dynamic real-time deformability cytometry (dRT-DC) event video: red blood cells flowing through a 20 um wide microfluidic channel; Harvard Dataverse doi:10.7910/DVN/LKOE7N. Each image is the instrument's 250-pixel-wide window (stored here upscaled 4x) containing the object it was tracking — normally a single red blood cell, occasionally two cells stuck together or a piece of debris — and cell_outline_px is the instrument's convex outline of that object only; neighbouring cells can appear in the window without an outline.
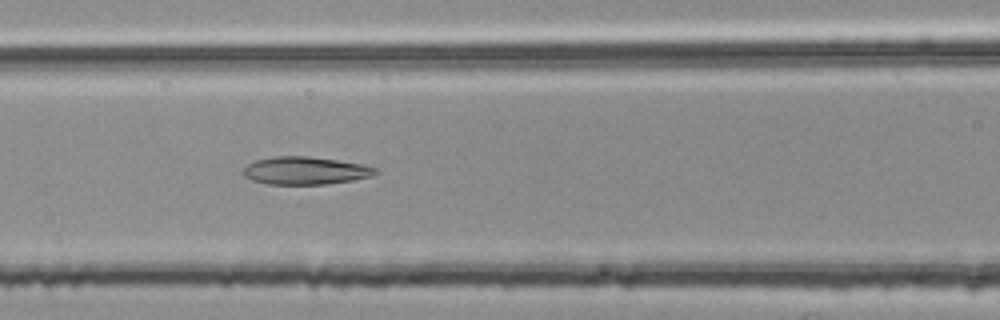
{"species": "common noctule bat (a hibernating species)", "species_latin": "Nyctalus noctula", "temperature_condition": "room temperature", "stored_images_in_passage": 54, "camera_frame_rate_fps": 3000, "um_per_image_px": 0.085, "animal": {"sex": "female", "body_mass_g": 25.1}, "frame": {"image": 1, "passage_image": 23, "time_ms": 7.333, "image_size_px": [1000, 320], "cell_outline_px": [[380, 172], [372, 176], [352, 180], [328, 184], [268, 184], [252, 180], [244, 176], [244, 168], [248, 164], [256, 160], [272, 156], [308, 156], [364, 164], [376, 168]], "centroid_in_image_um": [25.98, 14.5], "position_along_channel_um": 140.6, "area_um2": 21.39}}
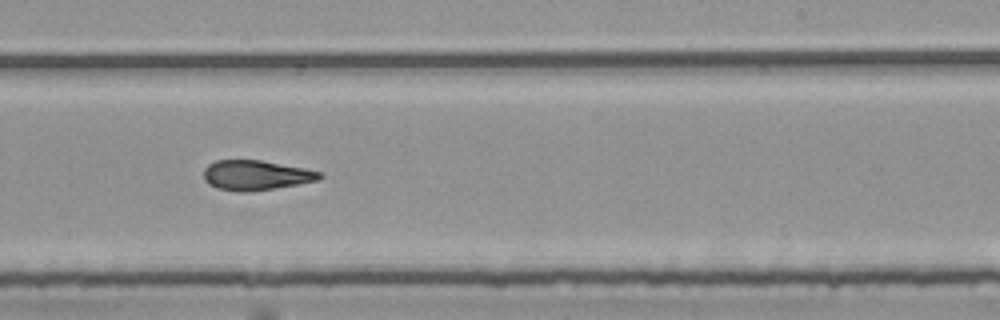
{"frame": {"image": 2, "passage_image": 33, "time_ms": 10.667, "image_size_px": [1000, 320], "cell_outline_px": [[324, 176], [320, 180], [272, 188], [244, 192], [240, 192], [216, 188], [204, 180], [204, 168], [208, 164], [216, 160], [260, 160], [304, 168], [324, 172]], "centroid_in_image_um": [21.76, 14.88], "position_along_channel_um": 267.2, "area_um2": 20.11}}
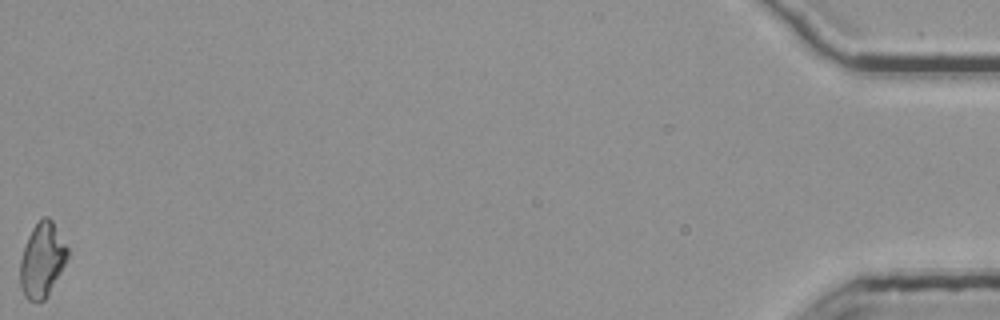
{"frame": {"image": 3, "passage_image": 54, "time_ms": 17.667, "image_size_px": [1000, 320], "cell_outline_px": [[68, 256], [48, 296], [44, 300], [28, 300], [24, 296], [20, 288], [20, 260], [28, 236], [32, 228], [44, 216], [48, 216], [52, 220], [68, 248]], "centroid_in_image_um": [3.57, 22.1], "position_along_channel_um": 431.6, "area_um2": 20.35}, "authors_computed_cell_mechanics": {"area_um2": 21.097, "velocity_mm_per_s": 3.8196, "shape_relaxation_time_tau1_ms": null, "shape_relaxation_time_tau2_ms": 3.6111, "deformation_change_tau1": null, "deformation_change_tau2": 0.125}}